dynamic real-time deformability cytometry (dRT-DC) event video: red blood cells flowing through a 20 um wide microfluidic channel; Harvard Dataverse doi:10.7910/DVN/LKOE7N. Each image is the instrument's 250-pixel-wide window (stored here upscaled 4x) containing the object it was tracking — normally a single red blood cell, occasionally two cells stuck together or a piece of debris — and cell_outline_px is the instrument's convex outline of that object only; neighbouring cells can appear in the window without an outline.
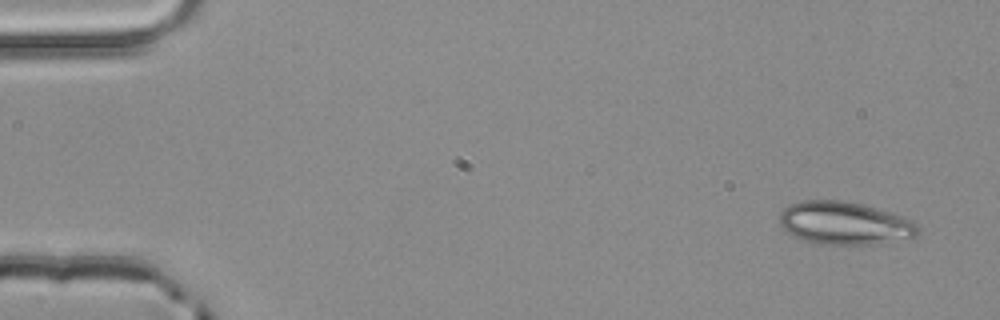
{"species": "common noctule bat (a hibernating species)", "species_latin": "Nyctalus noctula", "temperature_condition": "room temperature", "stored_images_in_passage": 4, "camera_frame_rate_fps": 3000, "um_per_image_px": 0.085, "animal": {"sex": "male", "body_mass_g": 20.4}, "frame": {"image": 1, "passage_image": 1, "time_ms": 0.0, "image_size_px": [1000, 320], "cell_outline_px": [[920, 232], [916, 236], [872, 244], [816, 244], [800, 240], [788, 232], [780, 224], [780, 212], [788, 204], [800, 200], [840, 200], [864, 204], [904, 216], [916, 224], [920, 228]], "centroid_in_image_um": [71.76, 18.95], "position_along_channel_um": 13.2, "area_um2": 34.74}}